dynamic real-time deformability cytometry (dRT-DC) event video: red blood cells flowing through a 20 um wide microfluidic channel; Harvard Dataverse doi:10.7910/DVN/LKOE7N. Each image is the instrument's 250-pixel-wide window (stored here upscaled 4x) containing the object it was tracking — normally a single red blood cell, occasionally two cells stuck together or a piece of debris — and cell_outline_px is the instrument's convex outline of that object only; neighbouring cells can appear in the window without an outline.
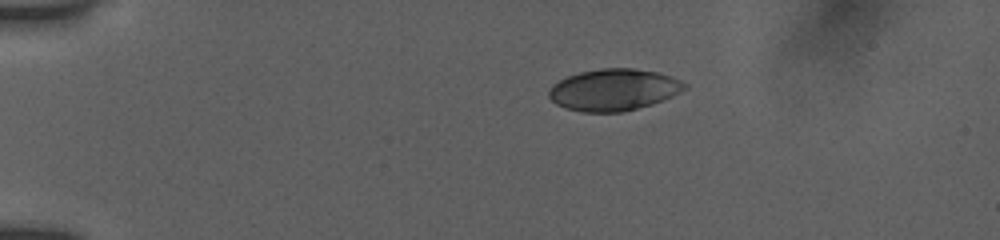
{"species": "human", "species_latin": "Homo sapiens", "temperature_condition": "room temperature", "stored_images_in_passage": 46, "camera_frame_rate_fps": 3000, "um_per_image_px": 0.085, "donor": {"sex": "female"}, "frame": {"image": 1, "passage_image": 1, "time_ms": 0.0, "image_size_px": [1000, 240], "cell_outline_px": [[688, 88], [672, 96], [652, 104], [624, 112], [584, 112], [564, 108], [556, 104], [548, 96], [548, 92], [552, 84], [568, 76], [580, 72], [600, 68], [632, 68], [656, 72], [672, 76], [688, 84]], "centroid_in_image_um": [52.17, 7.63], "position_along_channel_um": 32.8, "area_um2": 33.12}}
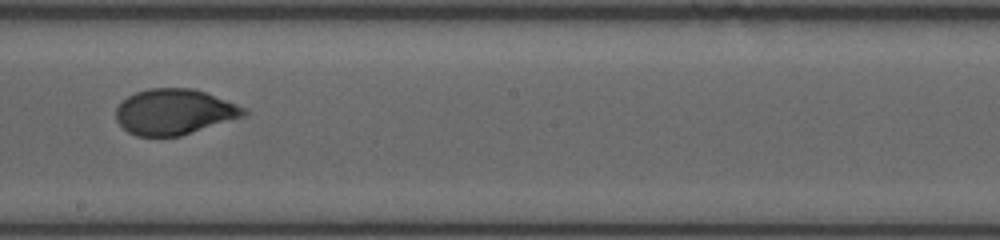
{"frame": {"image": 2, "passage_image": 15, "time_ms": 7.0, "image_size_px": [1000, 240], "cell_outline_px": [[248, 112], [244, 116], [180, 136], [136, 136], [128, 132], [116, 120], [116, 108], [128, 96], [136, 92], [148, 88], [192, 88], [204, 92], [248, 108]], "centroid_in_image_um": [14.81, 9.5], "position_along_channel_um": 233.4, "area_um2": 33.81}}
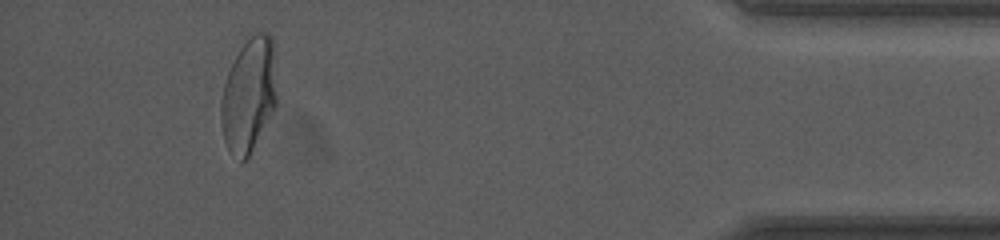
{"frame": {"image": 3, "passage_image": 40, "time_ms": 13.0, "image_size_px": [1000, 240], "cell_outline_px": [[276, 104], [248, 156], [240, 164], [228, 148], [224, 140], [220, 120], [220, 100], [224, 84], [228, 72], [240, 48], [252, 36], [260, 32], [268, 32], [272, 36], [276, 96]], "centroid_in_image_um": [21.11, 8.1], "position_along_channel_um": 414.1, "area_um2": 36.53}, "authors_computed_cell_mechanics": {"area_um2": 35.1424, "velocity_mm_per_s": 3.8648, "shape_relaxation_time_tau1_ms": 5.0178, "shape_relaxation_time_tau2_ms": null, "deformation_change_tau1": 0.1754, "deformation_change_tau2": null}}